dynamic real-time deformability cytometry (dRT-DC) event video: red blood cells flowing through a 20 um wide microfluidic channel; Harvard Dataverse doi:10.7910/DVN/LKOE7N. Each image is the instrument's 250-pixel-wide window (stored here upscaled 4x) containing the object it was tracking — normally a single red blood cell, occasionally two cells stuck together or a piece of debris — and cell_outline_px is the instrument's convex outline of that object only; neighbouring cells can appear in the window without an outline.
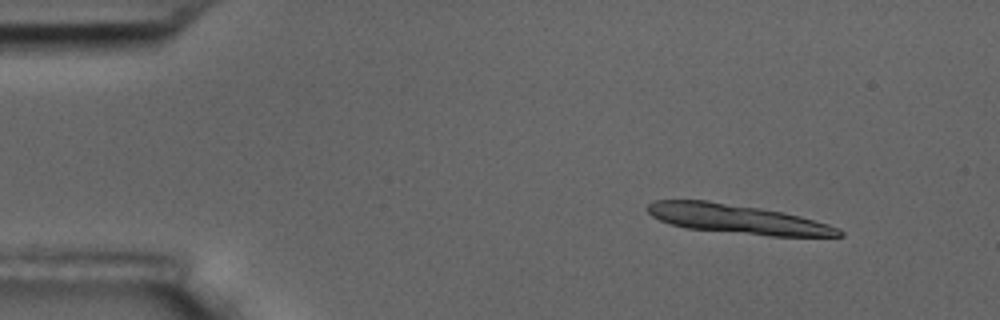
{"species": "common noctule bat (a hibernating species)", "species_latin": "Nyctalus noctula", "temperature_condition": "room temperature", "stored_images_in_passage": 5, "camera_frame_rate_fps": 3000, "um_per_image_px": 0.085, "animal": {"sex": "male", "body_mass_g": 17.5, "forearm_length_mm": 52.3}, "frame": {"image": 1, "passage_image": 2, "time_ms": 1.333, "image_size_px": [1000, 320], "cell_outline_px": [[844, 236], [768, 236], [684, 228], [660, 220], [652, 216], [644, 208], [648, 204], [656, 200], [708, 200], [760, 208], [784, 212], [800, 216], [828, 224], [844, 232]], "centroid_in_image_um": [62.64, 18.62], "position_along_channel_um": 22.4, "area_um2": 32.66}}